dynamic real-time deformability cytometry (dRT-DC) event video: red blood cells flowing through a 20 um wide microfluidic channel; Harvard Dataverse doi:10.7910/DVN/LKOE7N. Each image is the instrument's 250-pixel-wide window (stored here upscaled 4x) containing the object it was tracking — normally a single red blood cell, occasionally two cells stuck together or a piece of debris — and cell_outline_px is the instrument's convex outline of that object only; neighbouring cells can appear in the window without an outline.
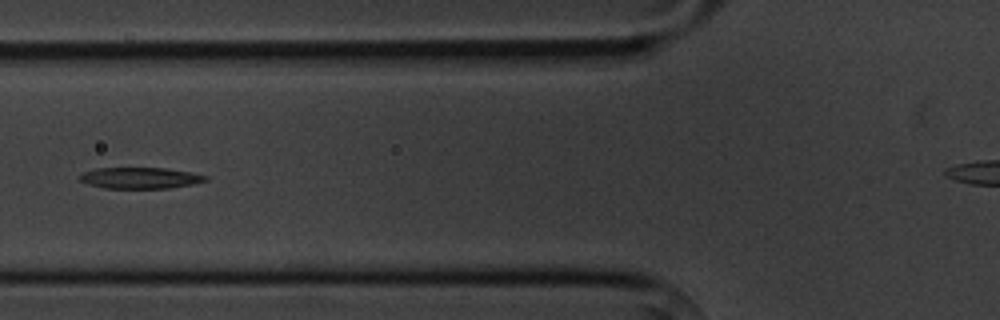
{"species": "common noctule bat (a hibernating species)", "species_latin": "Nyctalus noctula", "temperature_condition": "cold", "stored_images_in_passage": 8, "camera_frame_rate_fps": 3000, "um_per_image_px": 0.085, "animal": {"sex": "male", "body_mass_g": 20.1, "forearm_length_mm": 53.5}, "frame": {"image": 1, "passage_image": 6, "time_ms": 7.0, "image_size_px": [1000, 320], "cell_outline_px": [[208, 180], [192, 184], [168, 188], [104, 188], [88, 184], [80, 180], [80, 176], [84, 172], [96, 168], [164, 168], [192, 172], [208, 176]], "centroid_in_image_um": [11.94, 15.12], "position_along_channel_um": 113.9, "area_um2": 15.43}}
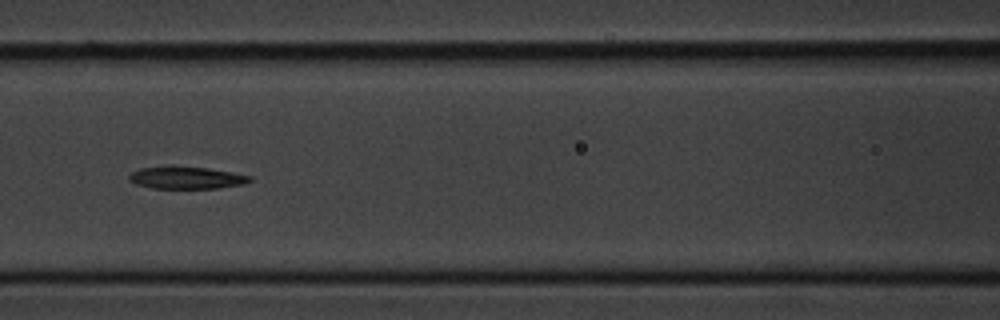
{"frame": {"image": 2, "passage_image": 7, "time_ms": 8.0, "image_size_px": [1000, 320], "cell_outline_px": [[252, 180], [244, 184], [220, 188], [152, 188], [136, 184], [128, 180], [128, 176], [132, 172], [140, 168], [168, 164], [172, 164], [208, 168], [252, 176]], "centroid_in_image_um": [15.8, 15.08], "position_along_channel_um": 150.8, "area_um2": 16.13}}
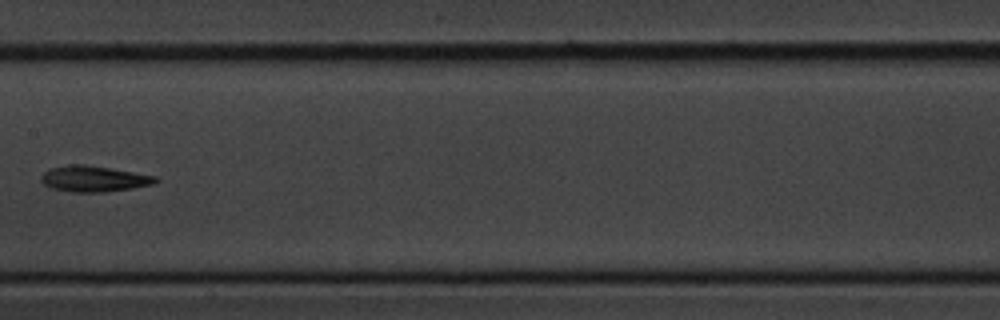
{"frame": {"image": 3, "passage_image": 8, "time_ms": 9.333, "image_size_px": [1000, 320], "cell_outline_px": [[160, 180], [156, 184], [132, 188], [104, 192], [72, 192], [52, 188], [44, 184], [40, 180], [40, 176], [48, 168], [68, 164], [84, 164], [112, 168], [156, 176]], "centroid_in_image_um": [7.98, 15.19], "position_along_channel_um": 199.4, "area_um2": 17.51}}